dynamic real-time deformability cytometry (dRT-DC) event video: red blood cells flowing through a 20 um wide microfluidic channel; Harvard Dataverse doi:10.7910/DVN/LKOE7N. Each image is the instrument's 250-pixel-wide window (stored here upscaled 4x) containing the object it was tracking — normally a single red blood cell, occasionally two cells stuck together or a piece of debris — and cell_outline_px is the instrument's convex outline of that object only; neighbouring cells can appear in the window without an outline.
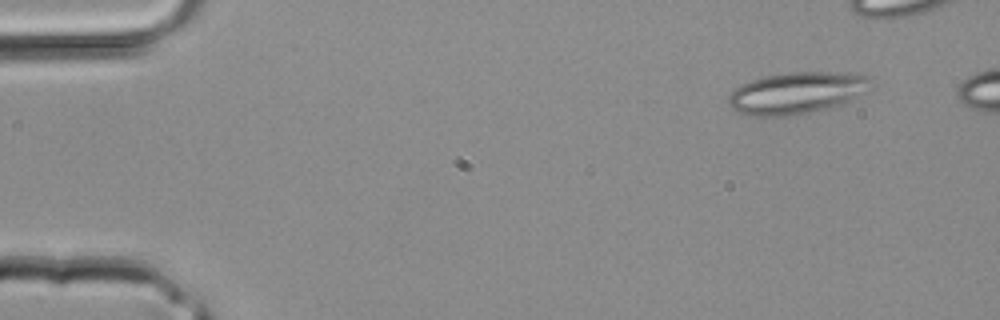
{"species": "common noctule bat (a hibernating species)", "species_latin": "Nyctalus noctula", "temperature_condition": "room temperature", "stored_images_in_passage": 5, "camera_frame_rate_fps": 3000, "um_per_image_px": 0.085, "animal": {"sex": "male", "body_mass_g": 20.4}, "frame": {"image": 1, "passage_image": 1, "time_ms": 0.0, "image_size_px": [1000, 320], "cell_outline_px": [[872, 80], [868, 92], [844, 104], [828, 108], [788, 116], [756, 116], [740, 112], [732, 108], [728, 104], [728, 96], [740, 84], [764, 76], [788, 72], [828, 72], [872, 76]], "centroid_in_image_um": [67.76, 7.89], "position_along_channel_um": 17.2, "area_um2": 34.68}}